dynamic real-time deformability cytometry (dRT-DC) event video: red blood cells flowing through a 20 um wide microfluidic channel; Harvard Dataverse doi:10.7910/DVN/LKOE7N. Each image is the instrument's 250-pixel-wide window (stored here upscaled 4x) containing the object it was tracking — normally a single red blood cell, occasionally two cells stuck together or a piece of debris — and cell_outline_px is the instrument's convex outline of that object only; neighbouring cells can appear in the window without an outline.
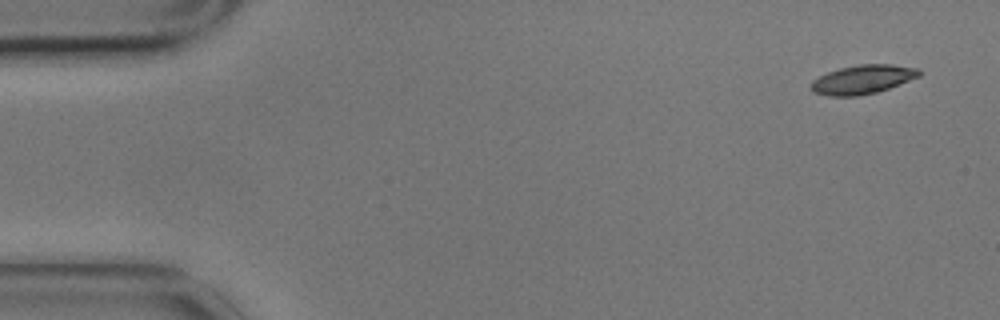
{"species": "common noctule bat (a hibernating species)", "species_latin": "Nyctalus noctula", "temperature_condition": "cold", "stored_images_in_passage": 5, "camera_frame_rate_fps": 3000, "um_per_image_px": 0.085, "animal": {"sex": "male", "body_mass_g": 17.9}, "frame": {"image": 1, "passage_image": 1, "time_ms": 0.0, "image_size_px": [1000, 320], "cell_outline_px": [[920, 76], [888, 88], [876, 92], [856, 96], [828, 96], [812, 92], [812, 80], [828, 72], [840, 68], [860, 64], [888, 64], [920, 68]], "centroid_in_image_um": [73.32, 6.75], "position_along_channel_um": 11.7, "area_um2": 18.03}}
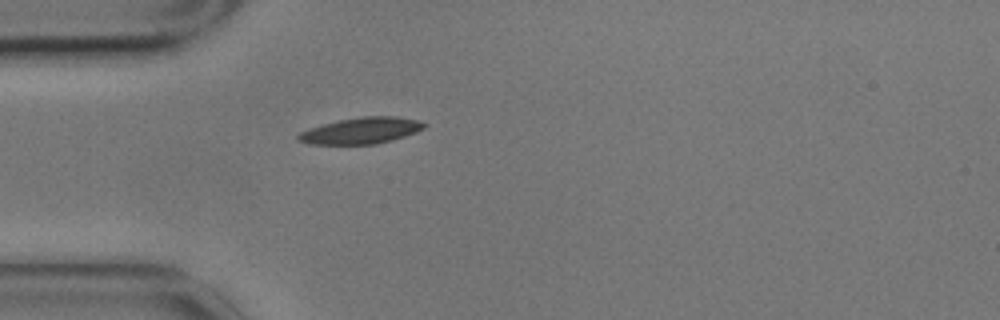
{"frame": {"image": 2, "passage_image": 5, "time_ms": 1.333, "image_size_px": [1000, 320], "cell_outline_px": [[428, 124], [424, 128], [416, 132], [392, 140], [376, 144], [308, 144], [296, 140], [296, 136], [300, 132], [308, 128], [340, 120], [360, 116], [396, 116], [416, 120]], "centroid_in_image_um": [30.67, 11.1], "position_along_channel_um": 54.3, "area_um2": 19.31}}